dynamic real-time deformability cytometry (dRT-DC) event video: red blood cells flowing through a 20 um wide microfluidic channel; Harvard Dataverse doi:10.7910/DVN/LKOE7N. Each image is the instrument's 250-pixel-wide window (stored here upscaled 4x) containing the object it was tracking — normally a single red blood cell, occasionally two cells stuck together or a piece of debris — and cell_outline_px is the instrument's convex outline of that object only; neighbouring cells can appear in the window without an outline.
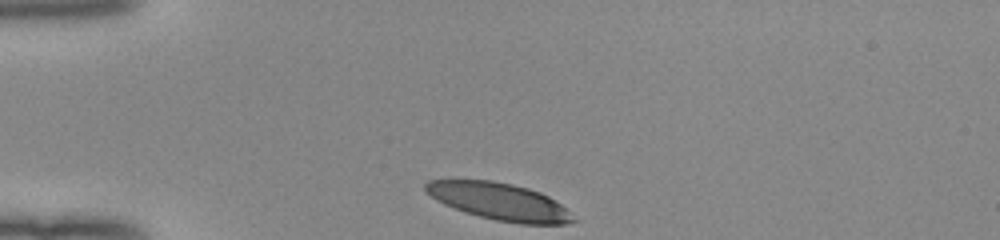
{"species": "human", "species_latin": "Homo sapiens", "temperature_condition": "room temperature", "stored_images_in_passage": 31, "camera_frame_rate_fps": 3000, "um_per_image_px": 0.085, "donor": {"sex": "female"}, "frame": {"image": 1, "passage_image": 1, "time_ms": 0.0, "image_size_px": [1000, 240], "cell_outline_px": [[580, 220], [568, 224], [520, 224], [496, 220], [464, 212], [444, 204], [436, 200], [424, 188], [424, 184], [428, 180], [452, 176], [492, 180], [512, 184], [528, 188], [540, 192], [548, 196], [560, 204]], "centroid_in_image_um": [42.39, 17.08], "position_along_channel_um": 42.6, "area_um2": 32.89}}
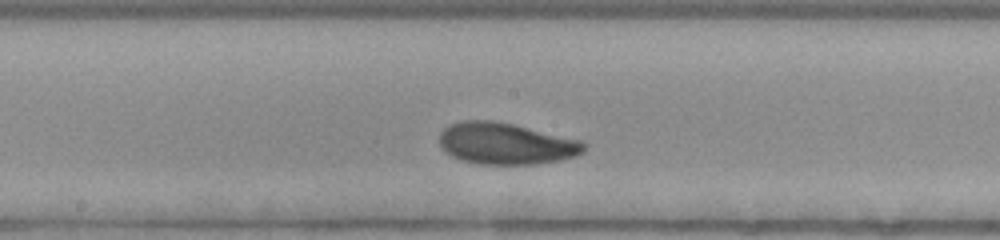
{"frame": {"image": 2, "passage_image": 16, "time_ms": 5.0, "image_size_px": [1000, 240], "cell_outline_px": [[588, 144], [584, 152], [576, 156], [560, 160], [536, 164], [476, 164], [460, 160], [452, 156], [440, 144], [440, 132], [444, 128], [460, 120], [492, 120], [512, 124], [584, 140]], "centroid_in_image_um": [43.06, 12.2], "position_along_channel_um": 205.1, "area_um2": 35.26}}
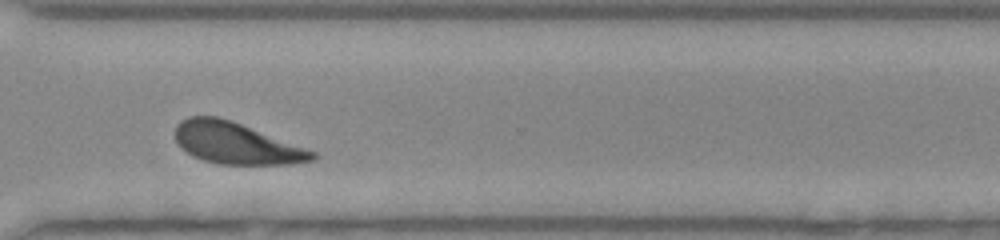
{"frame": {"image": 3, "passage_image": 27, "time_ms": 8.667, "image_size_px": [1000, 240], "cell_outline_px": [[316, 160], [288, 164], [220, 164], [204, 160], [192, 156], [180, 148], [176, 140], [176, 124], [180, 120], [188, 116], [216, 116], [240, 124], [316, 152]], "centroid_in_image_um": [20.02, 12.18], "position_along_channel_um": 350.6, "area_um2": 32.71}, "authors_computed_cell_mechanics": {"area_um2": 34.0442, "velocity_mm_per_s": 3.9513, "shape_relaxation_time_tau1_ms": 2.4261, "shape_relaxation_time_tau2_ms": 7.0834, "deformation_change_tau1": 0.1446, "deformation_change_tau2": 0.15}}